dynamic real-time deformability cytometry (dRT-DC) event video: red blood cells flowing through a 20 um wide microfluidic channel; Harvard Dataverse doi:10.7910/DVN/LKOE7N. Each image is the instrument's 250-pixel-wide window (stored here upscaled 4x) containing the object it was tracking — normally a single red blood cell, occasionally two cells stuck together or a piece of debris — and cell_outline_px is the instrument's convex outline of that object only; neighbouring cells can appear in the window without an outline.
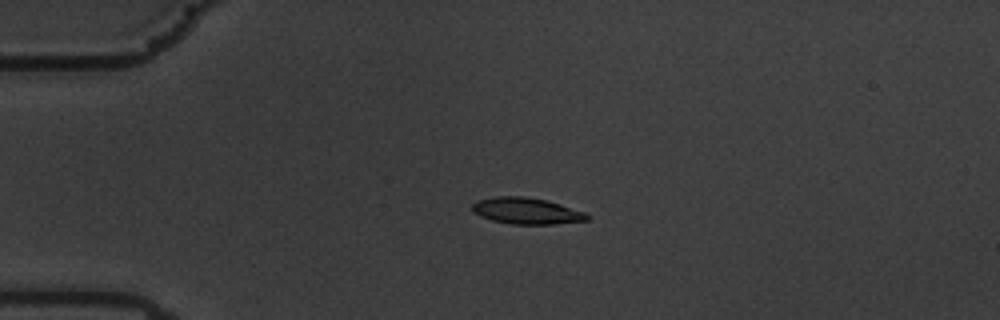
{"species": "common noctule bat (a hibernating species)", "species_latin": "Nyctalus noctula", "temperature_condition": "warm", "stored_images_in_passage": 46, "camera_frame_rate_fps": 3000, "um_per_image_px": 0.085, "animal": {"sex": "male", "body_mass_g": 19.5, "forearm_length_mm": 54.6}, "frame": {"image": 1, "passage_image": 2, "time_ms": 0.333, "image_size_px": [1000, 320], "cell_outline_px": [[588, 220], [556, 224], [512, 224], [492, 220], [480, 216], [472, 212], [472, 204], [476, 200], [496, 196], [524, 196], [548, 200], [584, 212], [588, 216]], "centroid_in_image_um": [44.71, 17.92], "position_along_channel_um": 40.3, "area_um2": 17.69}}
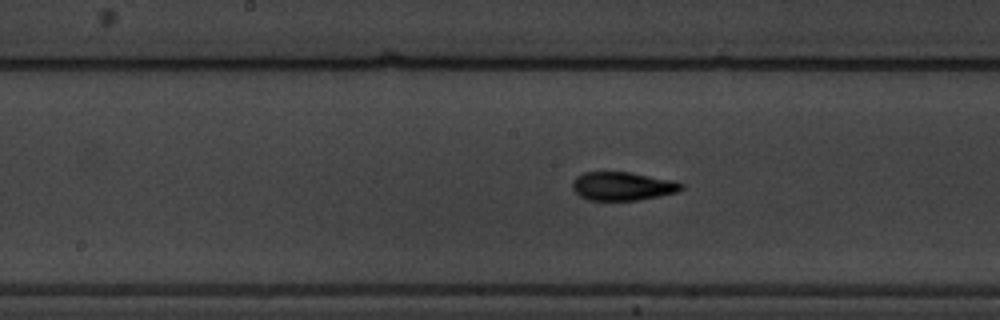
{"frame": {"image": 2, "passage_image": 18, "time_ms": 5.667, "image_size_px": [1000, 320], "cell_outline_px": [[684, 188], [676, 192], [636, 200], [588, 200], [580, 196], [572, 188], [572, 180], [576, 176], [584, 172], [628, 172], [672, 180], [684, 184]], "centroid_in_image_um": [52.87, 15.82], "position_along_channel_um": 195.3, "area_um2": 17.92}}
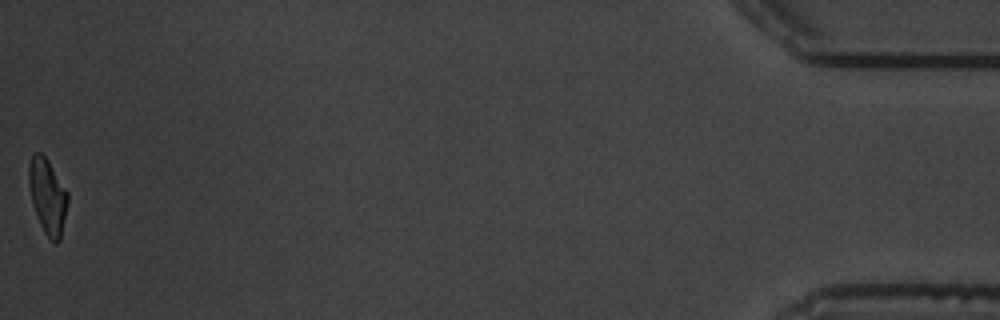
{"frame": {"image": 3, "passage_image": 46, "time_ms": 15.0, "image_size_px": [1000, 320], "cell_outline_px": [[68, 204], [60, 240], [56, 244], [44, 232], [40, 224], [32, 200], [28, 184], [28, 164], [32, 156], [36, 152], [40, 152], [48, 160], [68, 192]], "centroid_in_image_um": [4.05, 16.66], "position_along_channel_um": 431.1, "area_um2": 16.94}, "authors_computed_cell_mechanics": {"area_um2": 17.6868, "velocity_mm_per_s": 3.5174, "shape_relaxation_time_tau1_ms": 3.63, "shape_relaxation_time_tau2_ms": 1.5566, "deformation_change_tau1": 0.1671, "deformation_change_tau2": 0.0713}}